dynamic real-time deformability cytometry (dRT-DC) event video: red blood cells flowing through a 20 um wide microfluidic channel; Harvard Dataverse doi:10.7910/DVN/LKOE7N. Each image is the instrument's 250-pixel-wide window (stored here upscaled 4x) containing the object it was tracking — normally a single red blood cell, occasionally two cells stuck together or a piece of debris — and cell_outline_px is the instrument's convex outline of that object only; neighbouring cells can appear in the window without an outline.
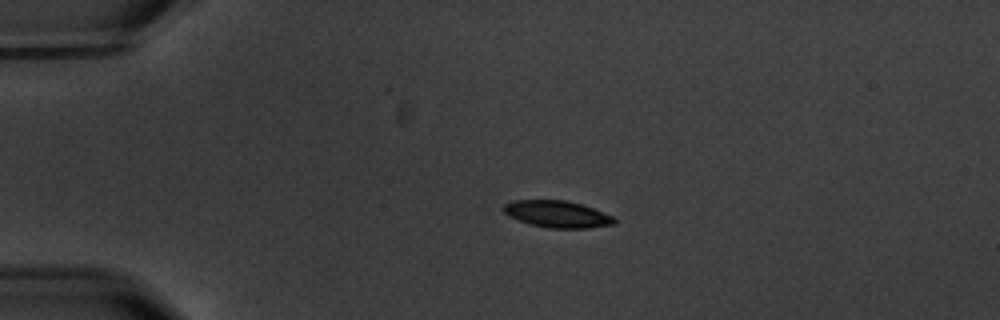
{"species": "common noctule bat (a hibernating species)", "species_latin": "Nyctalus noctula", "temperature_condition": "warm", "stored_images_in_passage": 7, "camera_frame_rate_fps": 3000, "um_per_image_px": 0.085, "animal": {"sex": "male", "body_mass_g": 20.1, "forearm_length_mm": 53.5}, "frame": {"image": 1, "passage_image": 4, "time_ms": 4.333, "image_size_px": [1000, 320], "cell_outline_px": [[616, 224], [588, 228], [548, 228], [532, 224], [508, 216], [500, 208], [504, 204], [512, 200], [564, 200], [580, 204], [592, 208], [612, 216], [616, 220]], "centroid_in_image_um": [47.33, 18.2], "position_along_channel_um": 37.7, "area_um2": 17.22}}
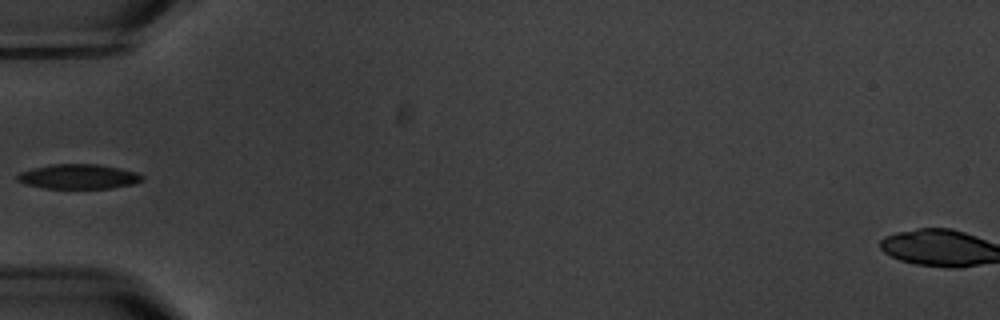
{"frame": {"image": 2, "passage_image": 6, "time_ms": 6.667, "image_size_px": [1000, 320], "cell_outline_px": [[144, 180], [132, 184], [112, 188], [44, 188], [24, 184], [16, 180], [16, 176], [20, 172], [52, 164], [96, 164], [120, 168], [136, 172], [144, 176]], "centroid_in_image_um": [6.68, 15.01], "position_along_channel_um": 78.3, "area_um2": 17.92}}